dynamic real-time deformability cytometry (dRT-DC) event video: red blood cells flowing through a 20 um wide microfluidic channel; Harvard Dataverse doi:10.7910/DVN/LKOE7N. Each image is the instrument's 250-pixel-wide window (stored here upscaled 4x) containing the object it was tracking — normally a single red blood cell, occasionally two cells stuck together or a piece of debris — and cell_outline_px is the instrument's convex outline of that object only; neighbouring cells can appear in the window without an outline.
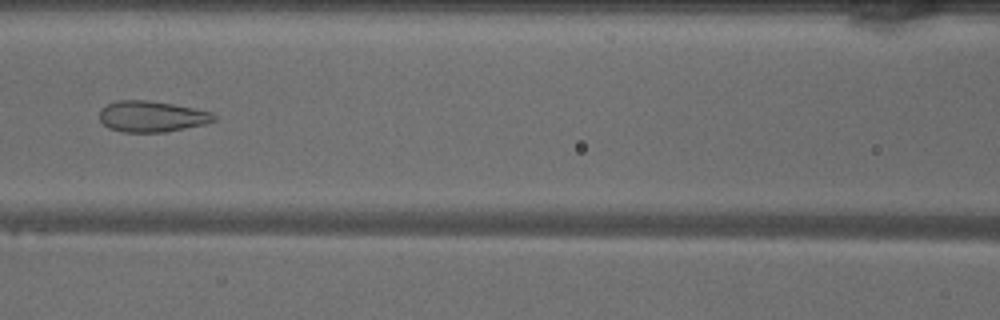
{"species": "common noctule bat (a hibernating species)", "species_latin": "Nyctalus noctula", "temperature_condition": "warm", "stored_images_in_passage": 48, "camera_frame_rate_fps": 3000, "um_per_image_px": 0.085, "animal": {"sex": "male", "body_mass_g": 18.8}, "frame": {"image": 1, "passage_image": 20, "time_ms": 6.333, "image_size_px": [1000, 320], "cell_outline_px": [[216, 120], [204, 124], [164, 132], [124, 132], [108, 128], [100, 120], [100, 108], [116, 100], [148, 100], [172, 104], [212, 112], [216, 116]], "centroid_in_image_um": [12.88, 9.89], "position_along_channel_um": 153.7, "area_um2": 20.58}}
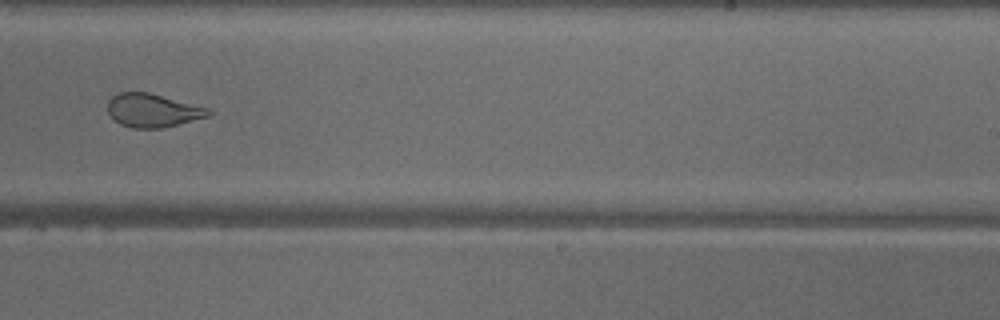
{"frame": {"image": 2, "passage_image": 29, "time_ms": 9.333, "image_size_px": [1000, 320], "cell_outline_px": [[216, 112], [212, 116], [160, 128], [132, 128], [120, 124], [112, 120], [108, 112], [108, 100], [112, 96], [120, 92], [148, 92], [212, 108]], "centroid_in_image_um": [13.04, 9.38], "position_along_channel_um": 276.0, "area_um2": 20.06}}
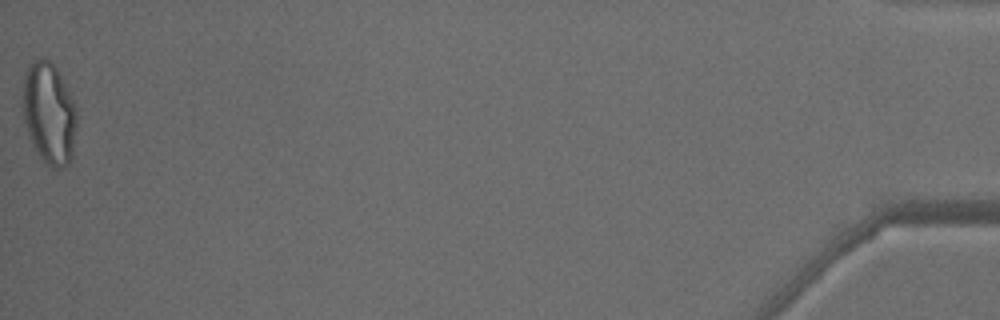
{"frame": {"image": 3, "passage_image": 48, "time_ms": 15.667, "image_size_px": [1000, 320], "cell_outline_px": [[76, 124], [72, 156], [68, 164], [60, 168], [52, 168], [44, 164], [36, 152], [28, 132], [24, 120], [20, 96], [28, 64], [44, 56], [56, 68], [76, 108]], "centroid_in_image_um": [4.13, 9.65], "position_along_channel_um": 431.1, "area_um2": 32.02}, "authors_computed_cell_mechanics": {"area_um2": 25.6921, "velocity_mm_per_s": 4.0881, "shape_relaxation_time_tau1_ms": null, "shape_relaxation_time_tau2_ms": 1.0828, "deformation_change_tau1": null, "deformation_change_tau2": 0.097}}